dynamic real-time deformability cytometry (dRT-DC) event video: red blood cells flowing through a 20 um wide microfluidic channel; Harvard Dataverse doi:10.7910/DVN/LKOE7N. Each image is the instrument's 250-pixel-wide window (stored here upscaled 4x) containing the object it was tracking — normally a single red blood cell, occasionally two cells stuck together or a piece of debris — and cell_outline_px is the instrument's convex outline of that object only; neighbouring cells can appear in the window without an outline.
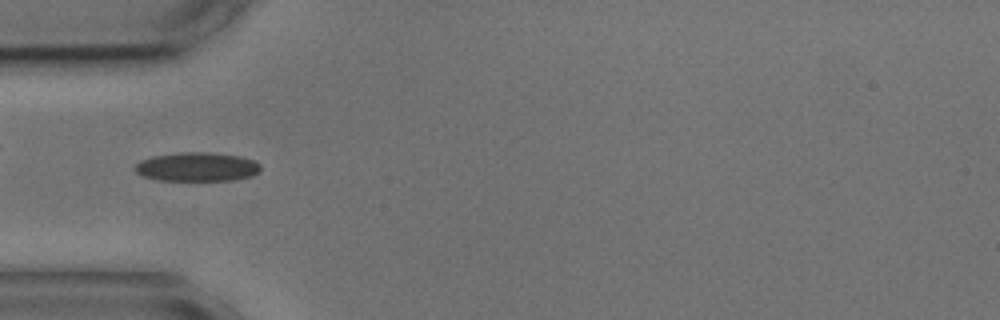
{"species": "common noctule bat (a hibernating species)", "species_latin": "Nyctalus noctula", "temperature_condition": "cold", "stored_images_in_passage": 7, "camera_frame_rate_fps": 3000, "um_per_image_px": 0.085, "animal": {"sex": "male", "body_mass_g": 17.9, "forearm_length_mm": 54.2}, "frame": {"image": 1, "passage_image": 3, "time_ms": 2.333, "image_size_px": [1000, 320], "cell_outline_px": [[260, 172], [252, 176], [232, 180], [160, 180], [144, 176], [136, 172], [132, 168], [140, 160], [152, 156], [180, 152], [208, 152], [240, 156], [256, 160], [260, 164]], "centroid_in_image_um": [16.76, 14.17], "position_along_channel_um": 68.2, "area_um2": 21.33}}